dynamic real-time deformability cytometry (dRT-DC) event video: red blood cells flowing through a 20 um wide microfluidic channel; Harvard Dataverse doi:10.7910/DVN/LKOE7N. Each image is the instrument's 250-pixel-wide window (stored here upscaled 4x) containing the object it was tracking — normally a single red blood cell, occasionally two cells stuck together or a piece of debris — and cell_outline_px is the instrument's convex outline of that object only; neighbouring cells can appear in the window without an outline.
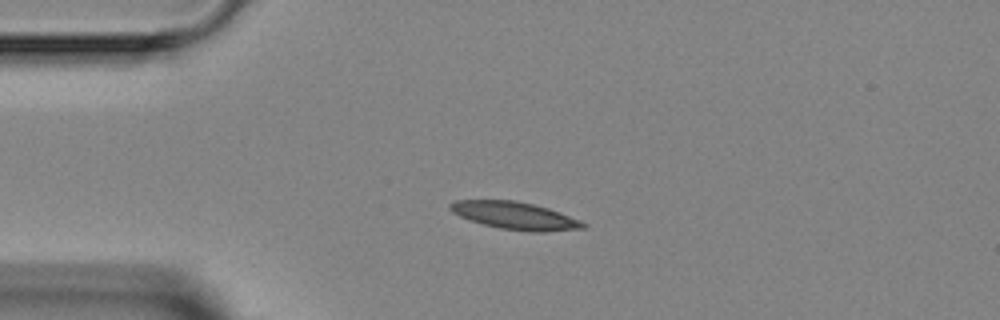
{"species": "Egyptian fruit bat (a non-hibernating species)", "species_latin": "Rousettus aegyptiacus", "temperature_condition": "room temperature", "stored_images_in_passage": 7, "camera_frame_rate_fps": 3000, "um_per_image_px": 0.085, "animal": {"sex": "female"}, "frame": {"image": 1, "passage_image": 4, "time_ms": 3.333, "image_size_px": [1000, 320], "cell_outline_px": [[588, 224], [584, 228], [544, 232], [532, 232], [500, 228], [468, 220], [452, 212], [448, 208], [448, 204], [456, 200], [516, 200], [548, 208], [560, 212], [580, 220]], "centroid_in_image_um": [43.76, 18.32], "position_along_channel_um": 41.2, "area_um2": 21.33}}
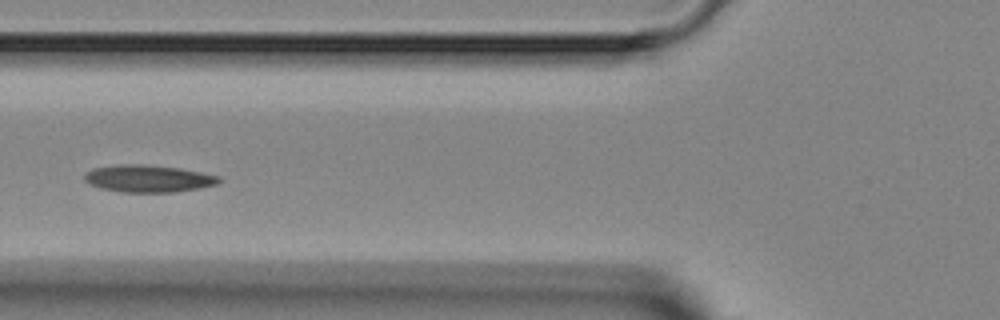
{"frame": {"image": 2, "passage_image": 6, "time_ms": 5.667, "image_size_px": [1000, 320], "cell_outline_px": [[220, 180], [216, 184], [196, 188], [172, 192], [120, 192], [100, 188], [84, 180], [84, 176], [92, 168], [124, 164], [144, 164], [180, 168], [220, 176]], "centroid_in_image_um": [12.58, 15.17], "position_along_channel_um": 113.2, "area_um2": 21.04}}
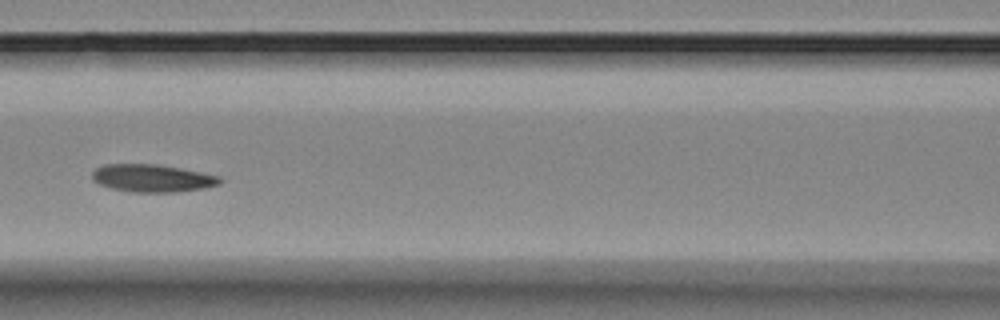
{"frame": {"image": 3, "passage_image": 7, "time_ms": 6.667, "image_size_px": [1000, 320], "cell_outline_px": [[224, 180], [220, 184], [204, 188], [176, 192], [128, 192], [112, 188], [100, 184], [92, 180], [92, 172], [96, 168], [104, 164], [156, 164], [180, 168], [220, 176]], "centroid_in_image_um": [12.95, 15.15], "position_along_channel_um": 153.6, "area_um2": 20.63}}